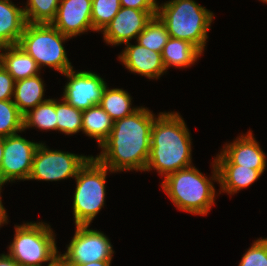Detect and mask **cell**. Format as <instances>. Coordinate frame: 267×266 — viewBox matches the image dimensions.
Returning a JSON list of instances; mask_svg holds the SVG:
<instances>
[{
	"instance_id": "6da1fadb",
	"label": "cell",
	"mask_w": 267,
	"mask_h": 266,
	"mask_svg": "<svg viewBox=\"0 0 267 266\" xmlns=\"http://www.w3.org/2000/svg\"><path fill=\"white\" fill-rule=\"evenodd\" d=\"M155 118L148 108L141 106L131 115L115 120L95 159L114 173L145 171Z\"/></svg>"
},
{
	"instance_id": "7a4b0ae2",
	"label": "cell",
	"mask_w": 267,
	"mask_h": 266,
	"mask_svg": "<svg viewBox=\"0 0 267 266\" xmlns=\"http://www.w3.org/2000/svg\"><path fill=\"white\" fill-rule=\"evenodd\" d=\"M189 129L178 112H160L151 130L150 153L145 171L167 175L192 166Z\"/></svg>"
},
{
	"instance_id": "3957f363",
	"label": "cell",
	"mask_w": 267,
	"mask_h": 266,
	"mask_svg": "<svg viewBox=\"0 0 267 266\" xmlns=\"http://www.w3.org/2000/svg\"><path fill=\"white\" fill-rule=\"evenodd\" d=\"M212 176L208 179L194 166L167 175L161 182L162 189L177 209L195 215H206L215 204L218 170L213 160Z\"/></svg>"
},
{
	"instance_id": "277c9868",
	"label": "cell",
	"mask_w": 267,
	"mask_h": 266,
	"mask_svg": "<svg viewBox=\"0 0 267 266\" xmlns=\"http://www.w3.org/2000/svg\"><path fill=\"white\" fill-rule=\"evenodd\" d=\"M157 16L165 24L169 37L186 40L203 53L214 20L210 10L194 0H169L158 6Z\"/></svg>"
},
{
	"instance_id": "5b68a950",
	"label": "cell",
	"mask_w": 267,
	"mask_h": 266,
	"mask_svg": "<svg viewBox=\"0 0 267 266\" xmlns=\"http://www.w3.org/2000/svg\"><path fill=\"white\" fill-rule=\"evenodd\" d=\"M45 222H28L15 226L14 239L8 254L19 266H55L59 262L55 235Z\"/></svg>"
},
{
	"instance_id": "8992f818",
	"label": "cell",
	"mask_w": 267,
	"mask_h": 266,
	"mask_svg": "<svg viewBox=\"0 0 267 266\" xmlns=\"http://www.w3.org/2000/svg\"><path fill=\"white\" fill-rule=\"evenodd\" d=\"M67 39L70 37L51 24L26 23L18 45L36 61L40 69L48 66L64 74L73 68L63 45Z\"/></svg>"
},
{
	"instance_id": "52a82bcc",
	"label": "cell",
	"mask_w": 267,
	"mask_h": 266,
	"mask_svg": "<svg viewBox=\"0 0 267 266\" xmlns=\"http://www.w3.org/2000/svg\"><path fill=\"white\" fill-rule=\"evenodd\" d=\"M108 171L113 172L93 156L79 170L72 207L75 225H90L103 208Z\"/></svg>"
},
{
	"instance_id": "ba28073f",
	"label": "cell",
	"mask_w": 267,
	"mask_h": 266,
	"mask_svg": "<svg viewBox=\"0 0 267 266\" xmlns=\"http://www.w3.org/2000/svg\"><path fill=\"white\" fill-rule=\"evenodd\" d=\"M75 227V234L67 245L66 252L64 254L59 253V262L63 266L112 261L113 246L103 232L90 229L89 225H75Z\"/></svg>"
},
{
	"instance_id": "9c48e42d",
	"label": "cell",
	"mask_w": 267,
	"mask_h": 266,
	"mask_svg": "<svg viewBox=\"0 0 267 266\" xmlns=\"http://www.w3.org/2000/svg\"><path fill=\"white\" fill-rule=\"evenodd\" d=\"M91 157L51 150L41 142L35 151L28 180L60 181L75 178Z\"/></svg>"
},
{
	"instance_id": "30bf717a",
	"label": "cell",
	"mask_w": 267,
	"mask_h": 266,
	"mask_svg": "<svg viewBox=\"0 0 267 266\" xmlns=\"http://www.w3.org/2000/svg\"><path fill=\"white\" fill-rule=\"evenodd\" d=\"M39 144L18 134L5 137L0 183L28 180L34 154Z\"/></svg>"
},
{
	"instance_id": "8fae6325",
	"label": "cell",
	"mask_w": 267,
	"mask_h": 266,
	"mask_svg": "<svg viewBox=\"0 0 267 266\" xmlns=\"http://www.w3.org/2000/svg\"><path fill=\"white\" fill-rule=\"evenodd\" d=\"M68 82L64 86L63 99L79 110H86L99 105L106 82L98 74L91 71L65 72Z\"/></svg>"
},
{
	"instance_id": "7c38bea8",
	"label": "cell",
	"mask_w": 267,
	"mask_h": 266,
	"mask_svg": "<svg viewBox=\"0 0 267 266\" xmlns=\"http://www.w3.org/2000/svg\"><path fill=\"white\" fill-rule=\"evenodd\" d=\"M157 10H137L121 7L116 16L101 31L107 44L116 46L137 39Z\"/></svg>"
},
{
	"instance_id": "4fadbf2b",
	"label": "cell",
	"mask_w": 267,
	"mask_h": 266,
	"mask_svg": "<svg viewBox=\"0 0 267 266\" xmlns=\"http://www.w3.org/2000/svg\"><path fill=\"white\" fill-rule=\"evenodd\" d=\"M92 0H60L55 19L51 25L70 38L95 32L91 20Z\"/></svg>"
},
{
	"instance_id": "5bb4252c",
	"label": "cell",
	"mask_w": 267,
	"mask_h": 266,
	"mask_svg": "<svg viewBox=\"0 0 267 266\" xmlns=\"http://www.w3.org/2000/svg\"><path fill=\"white\" fill-rule=\"evenodd\" d=\"M118 56L120 62L129 72L145 76L149 79H159L166 73L161 53L141 46L126 43L125 49Z\"/></svg>"
},
{
	"instance_id": "9a60e30c",
	"label": "cell",
	"mask_w": 267,
	"mask_h": 266,
	"mask_svg": "<svg viewBox=\"0 0 267 266\" xmlns=\"http://www.w3.org/2000/svg\"><path fill=\"white\" fill-rule=\"evenodd\" d=\"M253 136L252 131H248L232 143H226L220 152L232 164L258 170L263 174L267 165L266 155Z\"/></svg>"
},
{
	"instance_id": "2e32d148",
	"label": "cell",
	"mask_w": 267,
	"mask_h": 266,
	"mask_svg": "<svg viewBox=\"0 0 267 266\" xmlns=\"http://www.w3.org/2000/svg\"><path fill=\"white\" fill-rule=\"evenodd\" d=\"M214 161L220 190L230 195L249 187L262 175L258 170L232 164L221 152Z\"/></svg>"
},
{
	"instance_id": "e0dca14e",
	"label": "cell",
	"mask_w": 267,
	"mask_h": 266,
	"mask_svg": "<svg viewBox=\"0 0 267 266\" xmlns=\"http://www.w3.org/2000/svg\"><path fill=\"white\" fill-rule=\"evenodd\" d=\"M0 64L15 81L40 74V67L18 44L0 47Z\"/></svg>"
},
{
	"instance_id": "ac0fdd59",
	"label": "cell",
	"mask_w": 267,
	"mask_h": 266,
	"mask_svg": "<svg viewBox=\"0 0 267 266\" xmlns=\"http://www.w3.org/2000/svg\"><path fill=\"white\" fill-rule=\"evenodd\" d=\"M25 25L23 8L10 0H0V47L18 44Z\"/></svg>"
},
{
	"instance_id": "d6986e66",
	"label": "cell",
	"mask_w": 267,
	"mask_h": 266,
	"mask_svg": "<svg viewBox=\"0 0 267 266\" xmlns=\"http://www.w3.org/2000/svg\"><path fill=\"white\" fill-rule=\"evenodd\" d=\"M44 86L40 74L15 81L12 101L22 115L48 100L43 99L46 91Z\"/></svg>"
},
{
	"instance_id": "ffe728a7",
	"label": "cell",
	"mask_w": 267,
	"mask_h": 266,
	"mask_svg": "<svg viewBox=\"0 0 267 266\" xmlns=\"http://www.w3.org/2000/svg\"><path fill=\"white\" fill-rule=\"evenodd\" d=\"M162 61L167 69L171 66L176 68H188L197 61L202 52L186 40L169 37L162 50Z\"/></svg>"
},
{
	"instance_id": "44dd1931",
	"label": "cell",
	"mask_w": 267,
	"mask_h": 266,
	"mask_svg": "<svg viewBox=\"0 0 267 266\" xmlns=\"http://www.w3.org/2000/svg\"><path fill=\"white\" fill-rule=\"evenodd\" d=\"M113 122L100 105L82 111V133L95 138L99 147L110 135Z\"/></svg>"
},
{
	"instance_id": "7402d4cb",
	"label": "cell",
	"mask_w": 267,
	"mask_h": 266,
	"mask_svg": "<svg viewBox=\"0 0 267 266\" xmlns=\"http://www.w3.org/2000/svg\"><path fill=\"white\" fill-rule=\"evenodd\" d=\"M132 97L122 88L109 89L106 85L100 106L110 115L113 121L122 119L135 112L138 107H132Z\"/></svg>"
},
{
	"instance_id": "603a6c76",
	"label": "cell",
	"mask_w": 267,
	"mask_h": 266,
	"mask_svg": "<svg viewBox=\"0 0 267 266\" xmlns=\"http://www.w3.org/2000/svg\"><path fill=\"white\" fill-rule=\"evenodd\" d=\"M57 131L56 99H48L23 115V130L29 128Z\"/></svg>"
},
{
	"instance_id": "cb8c5ba5",
	"label": "cell",
	"mask_w": 267,
	"mask_h": 266,
	"mask_svg": "<svg viewBox=\"0 0 267 266\" xmlns=\"http://www.w3.org/2000/svg\"><path fill=\"white\" fill-rule=\"evenodd\" d=\"M169 39V33L165 24L156 15L146 25L145 29L138 35L136 42L141 46L162 53L163 47Z\"/></svg>"
},
{
	"instance_id": "d4e9b609",
	"label": "cell",
	"mask_w": 267,
	"mask_h": 266,
	"mask_svg": "<svg viewBox=\"0 0 267 266\" xmlns=\"http://www.w3.org/2000/svg\"><path fill=\"white\" fill-rule=\"evenodd\" d=\"M23 8L26 23L51 24L55 19L60 0H27Z\"/></svg>"
},
{
	"instance_id": "484cf974",
	"label": "cell",
	"mask_w": 267,
	"mask_h": 266,
	"mask_svg": "<svg viewBox=\"0 0 267 266\" xmlns=\"http://www.w3.org/2000/svg\"><path fill=\"white\" fill-rule=\"evenodd\" d=\"M57 131L66 135L82 131V110L69 105L63 98L56 99Z\"/></svg>"
},
{
	"instance_id": "4316f807",
	"label": "cell",
	"mask_w": 267,
	"mask_h": 266,
	"mask_svg": "<svg viewBox=\"0 0 267 266\" xmlns=\"http://www.w3.org/2000/svg\"><path fill=\"white\" fill-rule=\"evenodd\" d=\"M23 130V115L12 100H0V137L15 135Z\"/></svg>"
},
{
	"instance_id": "83f0119b",
	"label": "cell",
	"mask_w": 267,
	"mask_h": 266,
	"mask_svg": "<svg viewBox=\"0 0 267 266\" xmlns=\"http://www.w3.org/2000/svg\"><path fill=\"white\" fill-rule=\"evenodd\" d=\"M120 9V0H92L91 20L93 29L97 32L102 31Z\"/></svg>"
},
{
	"instance_id": "f1b7e54d",
	"label": "cell",
	"mask_w": 267,
	"mask_h": 266,
	"mask_svg": "<svg viewBox=\"0 0 267 266\" xmlns=\"http://www.w3.org/2000/svg\"><path fill=\"white\" fill-rule=\"evenodd\" d=\"M238 266H267V238L255 240Z\"/></svg>"
},
{
	"instance_id": "f546056e",
	"label": "cell",
	"mask_w": 267,
	"mask_h": 266,
	"mask_svg": "<svg viewBox=\"0 0 267 266\" xmlns=\"http://www.w3.org/2000/svg\"><path fill=\"white\" fill-rule=\"evenodd\" d=\"M14 87V78L0 64V100H12Z\"/></svg>"
},
{
	"instance_id": "4dcf8cb0",
	"label": "cell",
	"mask_w": 267,
	"mask_h": 266,
	"mask_svg": "<svg viewBox=\"0 0 267 266\" xmlns=\"http://www.w3.org/2000/svg\"><path fill=\"white\" fill-rule=\"evenodd\" d=\"M121 7L137 10H158L159 3L156 0H120Z\"/></svg>"
},
{
	"instance_id": "1f68e13d",
	"label": "cell",
	"mask_w": 267,
	"mask_h": 266,
	"mask_svg": "<svg viewBox=\"0 0 267 266\" xmlns=\"http://www.w3.org/2000/svg\"><path fill=\"white\" fill-rule=\"evenodd\" d=\"M0 266H19L9 254H0Z\"/></svg>"
},
{
	"instance_id": "d6a6232c",
	"label": "cell",
	"mask_w": 267,
	"mask_h": 266,
	"mask_svg": "<svg viewBox=\"0 0 267 266\" xmlns=\"http://www.w3.org/2000/svg\"><path fill=\"white\" fill-rule=\"evenodd\" d=\"M3 183H0V227L5 224L8 223V216H7V212L2 204V200H1V188L3 187Z\"/></svg>"
},
{
	"instance_id": "836d02e7",
	"label": "cell",
	"mask_w": 267,
	"mask_h": 266,
	"mask_svg": "<svg viewBox=\"0 0 267 266\" xmlns=\"http://www.w3.org/2000/svg\"><path fill=\"white\" fill-rule=\"evenodd\" d=\"M112 261H96V262H90L84 265H78V266H111Z\"/></svg>"
},
{
	"instance_id": "e575fe53",
	"label": "cell",
	"mask_w": 267,
	"mask_h": 266,
	"mask_svg": "<svg viewBox=\"0 0 267 266\" xmlns=\"http://www.w3.org/2000/svg\"><path fill=\"white\" fill-rule=\"evenodd\" d=\"M3 152H4V137H0V170L3 160Z\"/></svg>"
},
{
	"instance_id": "d590c367",
	"label": "cell",
	"mask_w": 267,
	"mask_h": 266,
	"mask_svg": "<svg viewBox=\"0 0 267 266\" xmlns=\"http://www.w3.org/2000/svg\"><path fill=\"white\" fill-rule=\"evenodd\" d=\"M55 266H63L60 262H58Z\"/></svg>"
},
{
	"instance_id": "8d00e7d4",
	"label": "cell",
	"mask_w": 267,
	"mask_h": 266,
	"mask_svg": "<svg viewBox=\"0 0 267 266\" xmlns=\"http://www.w3.org/2000/svg\"><path fill=\"white\" fill-rule=\"evenodd\" d=\"M260 1H262V2H264V3H266V4H267V0H260Z\"/></svg>"
}]
</instances>
